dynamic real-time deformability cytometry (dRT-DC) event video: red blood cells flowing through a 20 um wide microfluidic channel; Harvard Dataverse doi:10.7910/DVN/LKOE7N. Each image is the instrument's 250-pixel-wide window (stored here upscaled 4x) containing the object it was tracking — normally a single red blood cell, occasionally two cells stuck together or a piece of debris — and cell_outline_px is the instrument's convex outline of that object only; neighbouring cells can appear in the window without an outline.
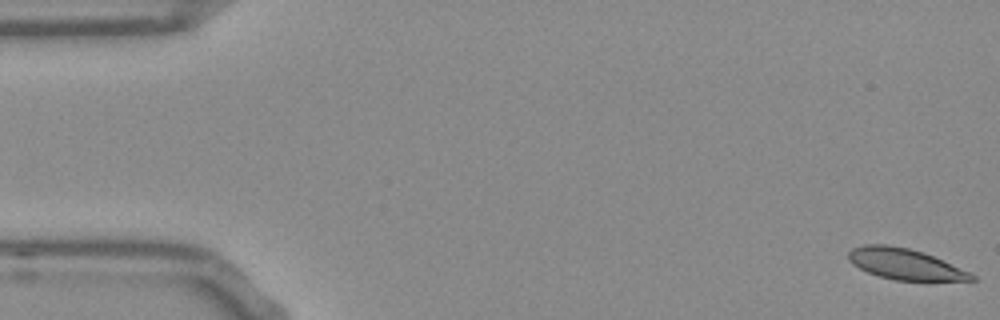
{"species": "Egyptian fruit bat (a non-hibernating species)", "species_latin": "Rousettus aegyptiacus", "temperature_condition": "room temperature", "stored_images_in_passage": 15, "camera_frame_rate_fps": 3000, "um_per_image_px": 0.085, "frame": {"image": 1, "passage_image": 1, "time_ms": 0.0, "image_size_px": [1000, 320], "cell_outline_px": [[976, 280], [896, 280], [880, 276], [868, 272], [852, 264], [848, 260], [848, 252], [852, 248], [864, 244], [884, 244], [908, 248], [924, 252], [968, 272], [976, 276]], "centroid_in_image_um": [76.86, 22.43], "position_along_channel_um": 8.1, "area_um2": 21.79}}